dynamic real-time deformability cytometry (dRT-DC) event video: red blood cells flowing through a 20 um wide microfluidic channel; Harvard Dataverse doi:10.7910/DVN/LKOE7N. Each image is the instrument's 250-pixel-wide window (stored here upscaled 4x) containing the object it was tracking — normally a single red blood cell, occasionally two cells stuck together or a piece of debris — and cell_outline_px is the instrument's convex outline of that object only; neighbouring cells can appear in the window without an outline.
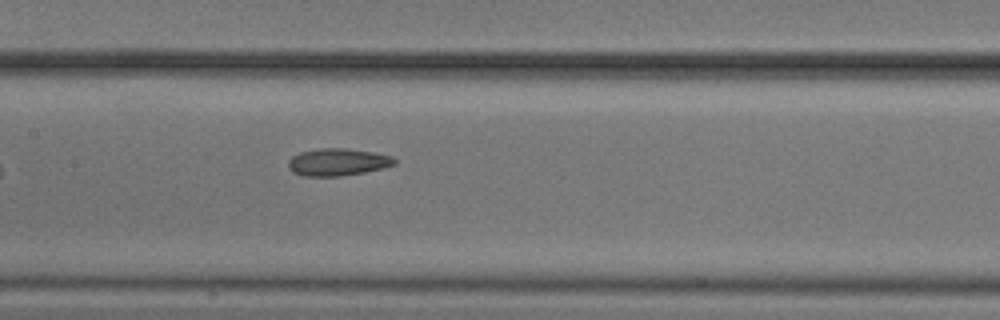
{"species": "common noctule bat (a hibernating species)", "species_latin": "Nyctalus noctula", "temperature_condition": "cold", "stored_images_in_passage": 8, "camera_frame_rate_fps": 3000, "um_per_image_px": 0.085, "animal": {"sex": "male", "body_mass_g": 20.5, "forearm_length_mm": 52.5}, "frame": {"image": 1, "passage_image": 8, "time_ms": 2.333, "image_size_px": [1000, 320], "cell_outline_px": [[396, 164], [364, 172], [340, 176], [304, 176], [292, 172], [288, 168], [288, 160], [292, 156], [300, 152], [320, 148], [344, 148], [376, 152], [392, 156], [396, 160]], "centroid_in_image_um": [28.68, 13.77], "position_along_channel_um": 178.7, "area_um2": 16.94}}